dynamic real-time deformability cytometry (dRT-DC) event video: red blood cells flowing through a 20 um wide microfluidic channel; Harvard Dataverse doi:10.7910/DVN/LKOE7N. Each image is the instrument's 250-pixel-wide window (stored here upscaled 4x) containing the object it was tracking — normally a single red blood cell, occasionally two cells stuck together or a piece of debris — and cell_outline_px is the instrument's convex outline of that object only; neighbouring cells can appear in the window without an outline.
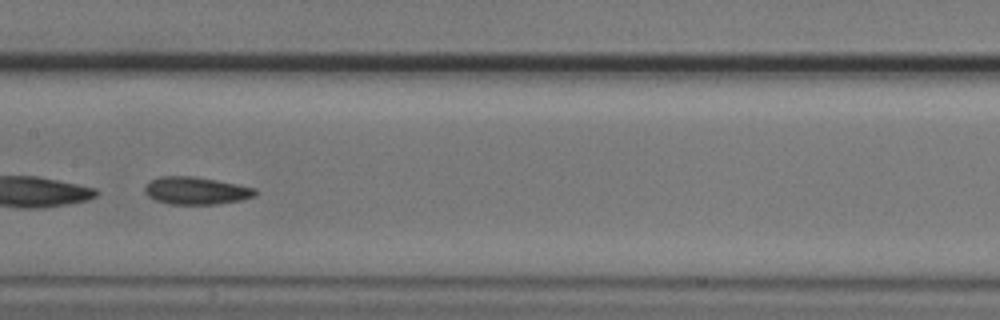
{"species": "common noctule bat (a hibernating species)", "species_latin": "Nyctalus noctula", "temperature_condition": "cold", "stored_images_in_passage": 52, "camera_frame_rate_fps": 3000, "um_per_image_px": 0.085, "animal": {"sex": "male", "body_mass_g": 20.5, "forearm_length_mm": 52.5}, "frame": {"image": 1, "passage_image": 26, "time_ms": 8.333, "image_size_px": [1000, 320], "cell_outline_px": [[256, 196], [240, 200], [216, 204], [168, 204], [156, 200], [148, 196], [144, 192], [144, 188], [152, 180], [160, 176], [192, 176], [216, 180], [256, 188]], "centroid_in_image_um": [16.66, 16.21], "position_along_channel_um": 190.7, "area_um2": 17.57}}
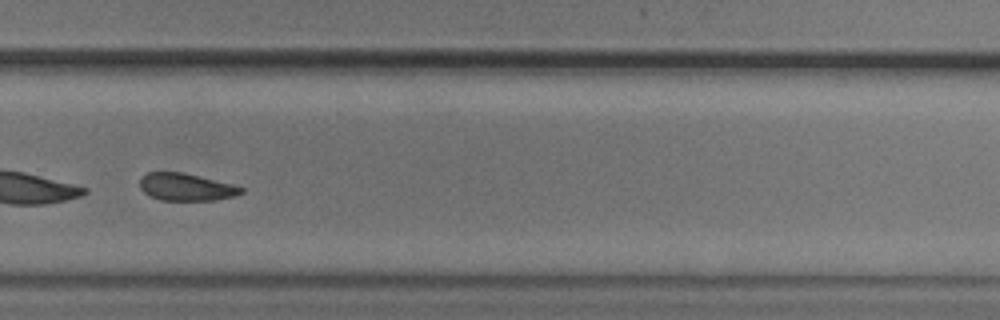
{"frame": {"image": 2, "passage_image": 36, "time_ms": 11.667, "image_size_px": [1000, 320], "cell_outline_px": [[244, 192], [236, 196], [212, 200], [160, 200], [144, 192], [140, 188], [140, 176], [148, 172], [184, 172], [232, 184], [244, 188]], "centroid_in_image_um": [15.82, 15.89], "position_along_channel_um": 314.0, "area_um2": 16.18}, "authors_computed_cell_mechanics": {"area_um2": 26.2123, "velocity_mm_per_s": 3.7188, "shape_relaxation_time_tau1_ms": 5.8202, "shape_relaxation_time_tau2_ms": 6.1478, "deformation_change_tau1": 0.1176, "deformation_change_tau2": 0.115}}